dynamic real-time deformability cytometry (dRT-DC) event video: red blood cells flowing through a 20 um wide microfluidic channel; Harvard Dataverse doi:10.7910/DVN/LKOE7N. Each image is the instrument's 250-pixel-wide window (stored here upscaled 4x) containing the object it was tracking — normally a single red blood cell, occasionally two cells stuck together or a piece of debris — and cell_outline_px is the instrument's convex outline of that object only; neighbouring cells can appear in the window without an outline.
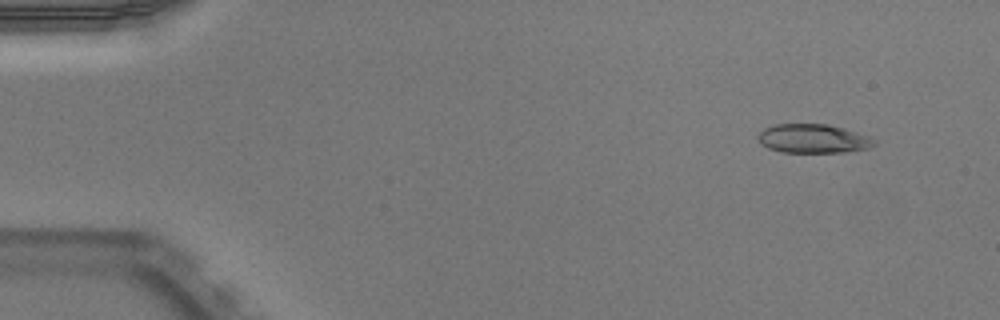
{"species": "Egyptian fruit bat (a non-hibernating species)", "species_latin": "Rousettus aegyptiacus", "temperature_condition": "warm", "stored_images_in_passage": 50, "segment_of_instrument_passage": [1, 2], "camera_frame_rate_fps": 3000, "um_per_image_px": 0.085, "animal": {"sex": "male"}, "frame": {"image": 1, "passage_image": 3, "time_ms": 0.667, "image_size_px": [1000, 320], "cell_outline_px": [[876, 144], [868, 148], [844, 152], [780, 152], [768, 148], [760, 144], [756, 136], [764, 128], [776, 124], [828, 124], [844, 128], [868, 136], [876, 140]], "centroid_in_image_um": [69.09, 11.78], "position_along_channel_um": 15.9, "area_um2": 19.65}}
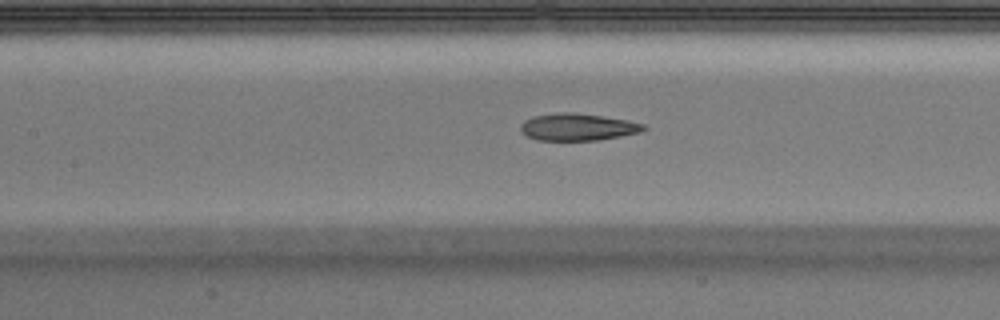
{"frame": {"image": 2, "passage_image": 22, "time_ms": 7.0, "image_size_px": [1000, 320], "cell_outline_px": [[648, 128], [640, 132], [620, 136], [596, 140], [536, 140], [520, 132], [520, 124], [524, 120], [532, 116], [560, 112], [572, 112], [628, 120], [644, 124]], "centroid_in_image_um": [49.07, 10.79], "position_along_channel_um": 158.3, "area_um2": 19.42}}
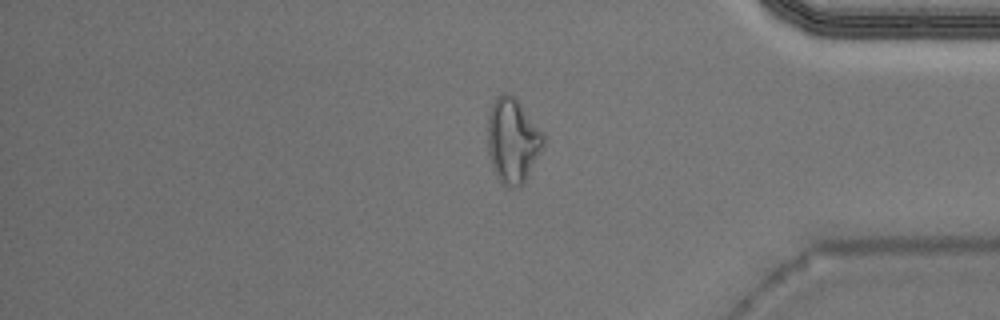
{"frame": {"image": 3, "passage_image": 41, "time_ms": 13.333, "image_size_px": [1000, 320], "cell_outline_px": [[544, 144], [540, 152], [520, 188], [512, 188], [504, 184], [496, 176], [492, 168], [488, 152], [488, 116], [492, 104], [496, 96], [504, 92], [508, 92], [520, 104], [544, 132]], "centroid_in_image_um": [43.56, 11.94], "position_along_channel_um": 391.6, "area_um2": 27.34}}